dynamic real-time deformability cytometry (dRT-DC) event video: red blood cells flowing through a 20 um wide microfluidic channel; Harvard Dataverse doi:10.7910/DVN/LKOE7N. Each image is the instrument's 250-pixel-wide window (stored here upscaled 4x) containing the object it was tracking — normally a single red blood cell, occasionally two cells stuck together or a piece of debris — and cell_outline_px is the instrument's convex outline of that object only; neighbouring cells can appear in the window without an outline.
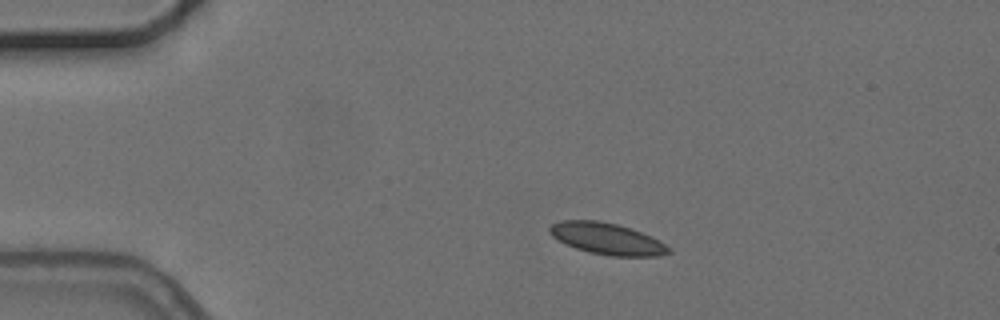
{"species": "common noctule bat (a hibernating species)", "species_latin": "Nyctalus noctula", "temperature_condition": "cold", "stored_images_in_passage": 8, "camera_frame_rate_fps": 3000, "um_per_image_px": 0.085, "animal": {"sex": "female", "body_mass_g": 24.6, "forearm_length_mm": 56.2}, "frame": {"image": 1, "passage_image": 2, "time_ms": 1.333, "image_size_px": [1000, 320], "cell_outline_px": [[672, 252], [660, 256], [612, 256], [588, 252], [576, 248], [552, 236], [548, 232], [548, 228], [552, 224], [560, 220], [596, 220], [616, 224], [640, 232], [660, 240], [672, 248]], "centroid_in_image_um": [51.62, 20.3], "position_along_channel_um": 33.4, "area_um2": 21.79}}
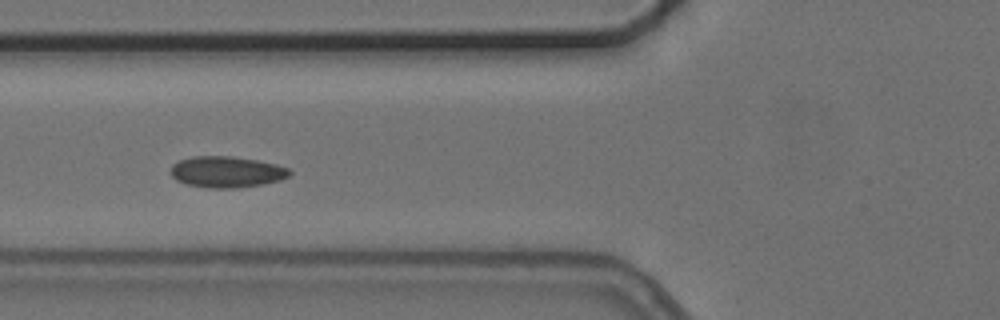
{"frame": {"image": 2, "passage_image": 4, "time_ms": 4.667, "image_size_px": [1000, 320], "cell_outline_px": [[292, 172], [288, 176], [280, 180], [260, 184], [236, 188], [208, 188], [188, 184], [176, 180], [172, 176], [172, 164], [180, 160], [192, 156], [232, 156], [256, 160], [276, 164], [288, 168]], "centroid_in_image_um": [19.26, 14.6], "position_along_channel_um": 106.5, "area_um2": 21.44}}
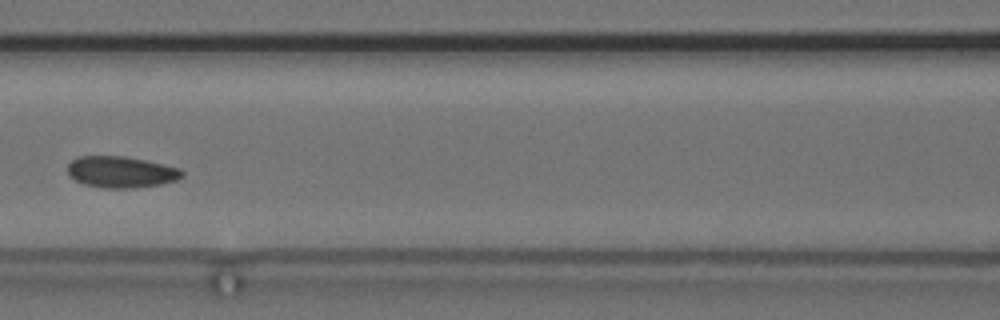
{"frame": {"image": 3, "passage_image": 5, "time_ms": 6.0, "image_size_px": [1000, 320], "cell_outline_px": [[184, 176], [176, 180], [160, 184], [136, 188], [100, 188], [84, 184], [68, 176], [68, 164], [76, 156], [124, 156], [144, 160], [180, 168], [184, 172]], "centroid_in_image_um": [10.27, 14.62], "position_along_channel_um": 156.3, "area_um2": 21.04}}